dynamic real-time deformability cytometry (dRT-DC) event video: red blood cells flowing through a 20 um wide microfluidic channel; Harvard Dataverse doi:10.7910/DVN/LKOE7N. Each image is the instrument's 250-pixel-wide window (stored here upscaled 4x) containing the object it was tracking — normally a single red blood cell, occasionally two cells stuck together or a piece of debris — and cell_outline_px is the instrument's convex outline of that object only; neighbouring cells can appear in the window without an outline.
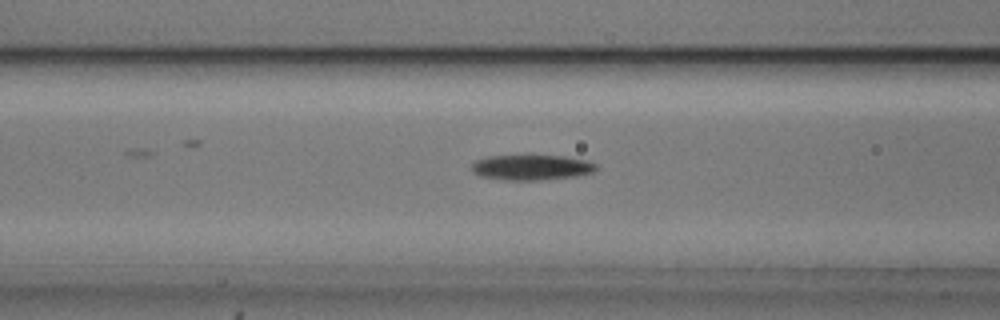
{"species": "common noctule bat (a hibernating species)", "species_latin": "Nyctalus noctula", "temperature_condition": "cold", "stored_images_in_passage": 53, "camera_frame_rate_fps": 3000, "um_per_image_px": 0.085, "animal": {"sex": "male", "body_mass_g": 20.5, "forearm_length_mm": 52.5}, "frame": {"image": 1, "passage_image": 22, "time_ms": 7.0, "image_size_px": [1000, 320], "cell_outline_px": [[596, 168], [592, 172], [576, 176], [540, 180], [504, 180], [480, 176], [472, 172], [472, 164], [476, 160], [488, 156], [528, 152], [564, 156], [588, 160], [596, 164]], "centroid_in_image_um": [45.14, 14.17], "position_along_channel_um": 121.5, "area_um2": 19.36}}
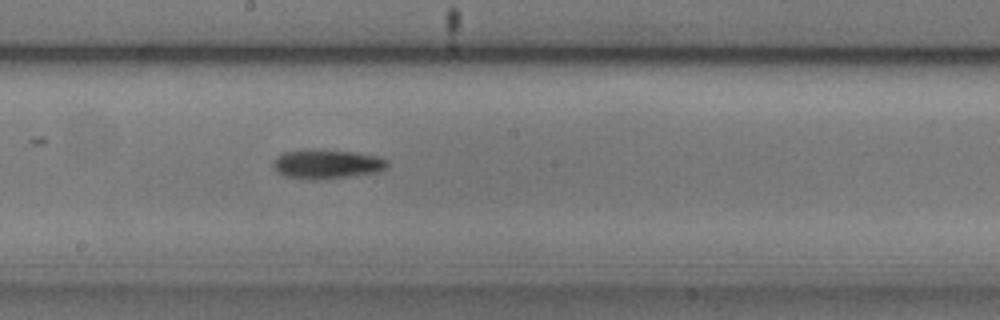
{"frame": {"image": 2, "passage_image": 30, "time_ms": 9.667, "image_size_px": [1000, 320], "cell_outline_px": [[388, 164], [384, 168], [376, 172], [348, 176], [316, 180], [308, 180], [284, 176], [276, 172], [272, 168], [272, 164], [284, 152], [356, 152], [376, 156], [388, 160]], "centroid_in_image_um": [27.78, 14.0], "position_along_channel_um": 220.4, "area_um2": 18.5}}
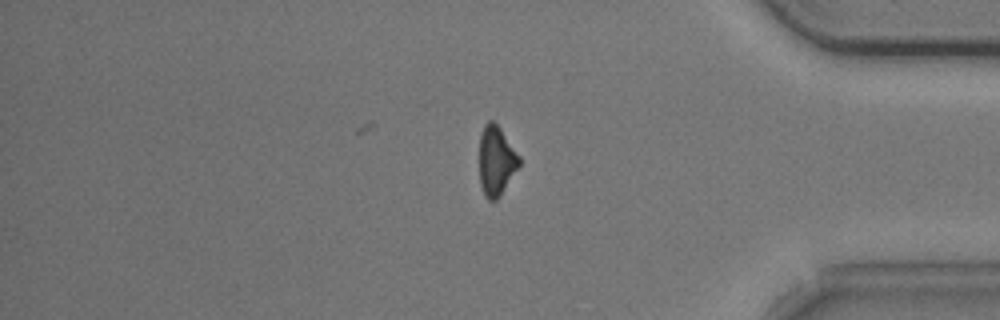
{"frame": {"image": 3, "passage_image": 46, "time_ms": 15.0, "image_size_px": [1000, 320], "cell_outline_px": [[520, 164], [500, 196], [496, 200], [488, 200], [484, 196], [480, 184], [480, 132], [484, 124], [488, 120], [492, 120], [500, 128], [520, 156]], "centroid_in_image_um": [42.17, 13.66], "position_along_channel_um": 393.0, "area_um2": 16.13}, "authors_computed_cell_mechanics": {"area_um2": 17.5134, "velocity_mm_per_s": 3.7, "shape_relaxation_time_tau1_ms": 2.2104, "shape_relaxation_time_tau2_ms": null, "deformation_change_tau1": 0.0981, "deformation_change_tau2": null}}